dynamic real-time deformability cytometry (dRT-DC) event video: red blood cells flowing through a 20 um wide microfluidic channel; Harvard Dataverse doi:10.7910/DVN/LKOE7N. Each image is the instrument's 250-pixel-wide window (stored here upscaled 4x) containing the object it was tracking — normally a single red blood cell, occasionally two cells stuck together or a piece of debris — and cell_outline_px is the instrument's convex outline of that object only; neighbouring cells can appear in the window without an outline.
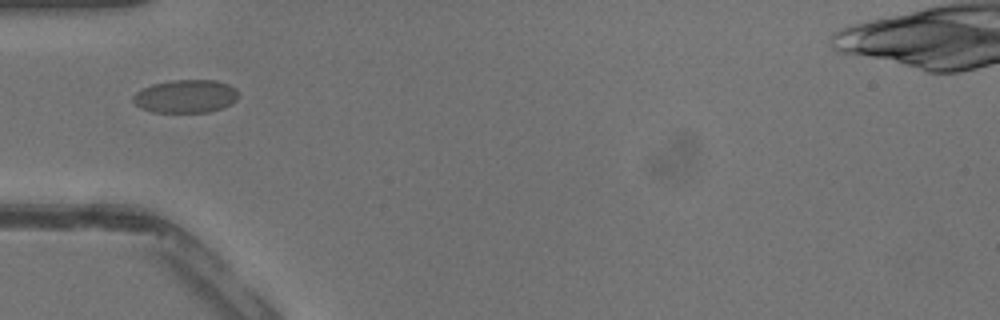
{"species": "common noctule bat (a hibernating species)", "species_latin": "Nyctalus noctula", "temperature_condition": "warm", "stored_images_in_passage": 28, "camera_frame_rate_fps": 3000, "um_per_image_px": 0.085, "animal": {"sex": "male", "body_mass_g": 13.3}, "frame": {"image": 1, "passage_image": 1, "time_ms": 0.0, "image_size_px": [1000, 320], "cell_outline_px": [[240, 96], [232, 104], [224, 108], [208, 112], [152, 112], [140, 108], [132, 100], [132, 96], [136, 92], [152, 84], [172, 80], [212, 80], [228, 84], [236, 88], [240, 92]], "centroid_in_image_um": [15.82, 8.19], "position_along_channel_um": 69.2, "area_um2": 20.58}}
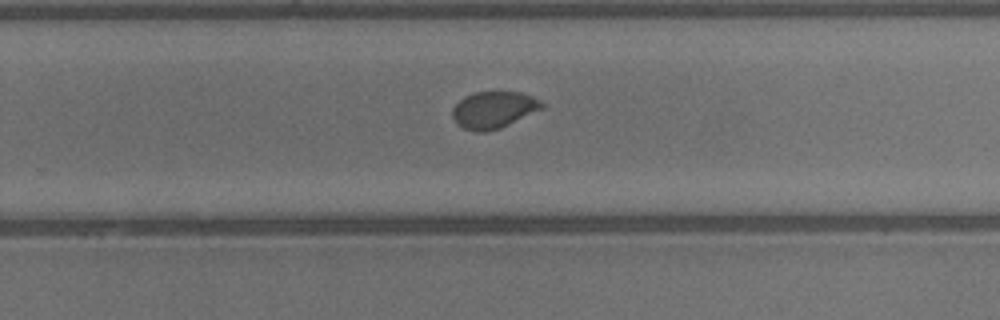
{"frame": {"image": 2, "passage_image": 14, "time_ms": 4.333, "image_size_px": [1000, 320], "cell_outline_px": [[544, 108], [500, 128], [488, 132], [476, 132], [464, 128], [456, 124], [452, 116], [452, 108], [464, 96], [476, 92], [520, 92], [532, 96], [544, 104]], "centroid_in_image_um": [41.94, 9.34], "position_along_channel_um": 287.9, "area_um2": 19.19}}
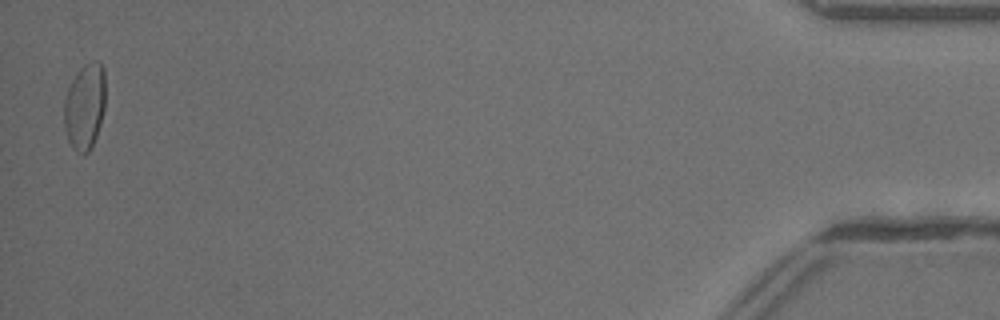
{"frame": {"image": 3, "passage_image": 28, "time_ms": 9.0, "image_size_px": [1000, 320], "cell_outline_px": [[104, 108], [100, 124], [92, 148], [84, 156], [76, 152], [72, 148], [68, 140], [64, 128], [64, 100], [68, 88], [76, 72], [84, 64], [92, 60], [96, 60], [104, 68]], "centroid_in_image_um": [7.19, 9.07], "position_along_channel_um": 428.0, "area_um2": 20.98}}